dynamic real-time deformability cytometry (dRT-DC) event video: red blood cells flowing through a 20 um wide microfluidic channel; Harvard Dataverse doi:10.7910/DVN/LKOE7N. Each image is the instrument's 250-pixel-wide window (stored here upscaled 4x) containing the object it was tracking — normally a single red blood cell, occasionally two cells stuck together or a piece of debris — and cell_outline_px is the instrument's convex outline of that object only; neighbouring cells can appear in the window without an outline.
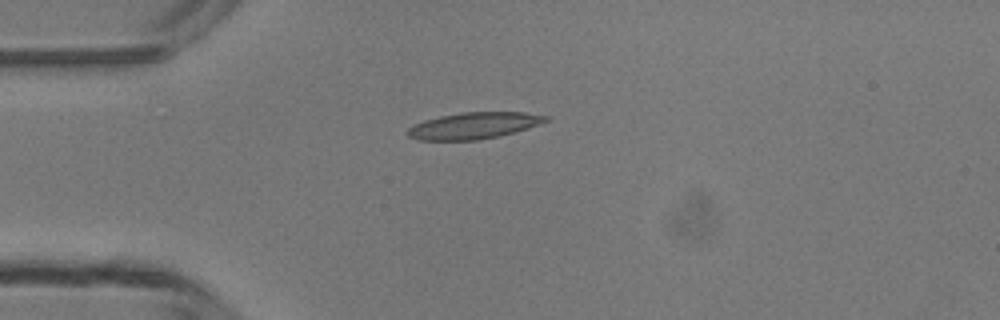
{"species": "common noctule bat (a hibernating species)", "species_latin": "Nyctalus noctula", "temperature_condition": "room temperature", "stored_images_in_passage": 1, "camera_frame_rate_fps": 3000, "um_per_image_px": 0.085, "animal": {"sex": "male", "body_mass_g": 13.3}, "frame": {"image": 1, "passage_image": 1, "time_ms": 0.0, "image_size_px": [1000, 320], "cell_outline_px": [[548, 120], [500, 136], [476, 140], [420, 140], [408, 136], [408, 128], [412, 124], [424, 120], [440, 116], [460, 112], [524, 112], [548, 116]], "centroid_in_image_um": [40.2, 10.67], "position_along_channel_um": 44.8, "area_um2": 21.04}}